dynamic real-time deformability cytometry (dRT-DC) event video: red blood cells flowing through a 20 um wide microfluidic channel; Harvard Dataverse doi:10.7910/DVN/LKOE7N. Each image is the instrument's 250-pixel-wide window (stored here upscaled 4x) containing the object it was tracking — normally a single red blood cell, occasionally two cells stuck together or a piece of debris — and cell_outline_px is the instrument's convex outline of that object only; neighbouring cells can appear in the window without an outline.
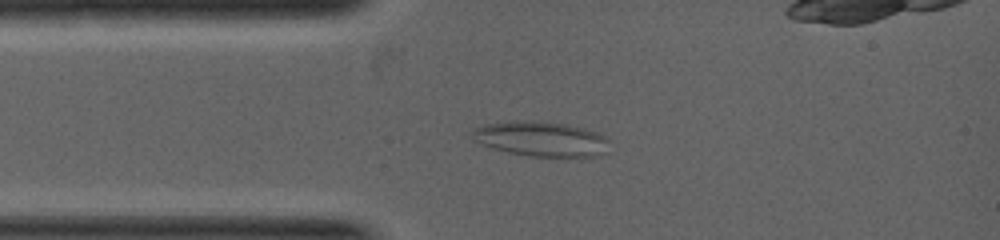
{"species": "common noctule bat (a hibernating species)", "species_latin": "Nyctalus noctula", "temperature_condition": "warm", "stored_images_in_passage": 6, "camera_frame_rate_fps": 5000, "um_per_image_px": 0.085, "animal": {"sex": "female", "body_mass_g": 19.0, "forearm_length_mm": 53.3}, "frame": {"image": 1, "passage_image": 4, "time_ms": 1.4, "image_size_px": [1000, 240], "cell_outline_px": [[608, 140], [604, 152], [600, 156], [528, 156], [508, 152], [492, 148], [476, 140], [472, 136], [472, 132], [476, 128], [484, 124], [508, 120], [540, 120], [568, 124], [596, 132], [604, 136]], "centroid_in_image_um": [45.96, 11.78], "position_along_channel_um": 39.0, "area_um2": 27.8}}